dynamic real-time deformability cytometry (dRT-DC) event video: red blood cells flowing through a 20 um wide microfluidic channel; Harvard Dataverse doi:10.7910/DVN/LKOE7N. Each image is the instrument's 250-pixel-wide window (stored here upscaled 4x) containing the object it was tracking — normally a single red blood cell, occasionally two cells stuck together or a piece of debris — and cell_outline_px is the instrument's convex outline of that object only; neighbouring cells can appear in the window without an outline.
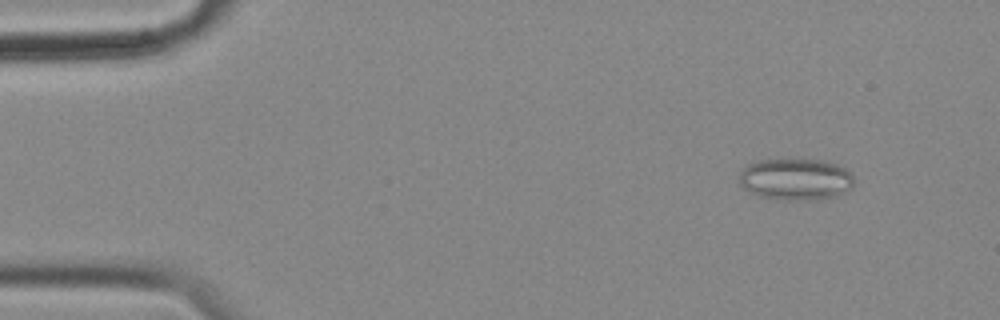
{"species": "common noctule bat (a hibernating species)", "species_latin": "Nyctalus noctula", "temperature_condition": "cold", "stored_images_in_passage": 57, "camera_frame_rate_fps": 3000, "um_per_image_px": 0.085, "animal": {"sex": "female", "body_mass_g": 18.4}, "frame": {"image": 1, "passage_image": 6, "time_ms": 1.667, "image_size_px": [1000, 320], "cell_outline_px": [[852, 188], [836, 196], [812, 200], [788, 200], [760, 196], [744, 188], [740, 184], [740, 172], [748, 164], [756, 160], [820, 160], [836, 164], [852, 172]], "centroid_in_image_um": [67.64, 15.24], "position_along_channel_um": 17.4, "area_um2": 27.63}}
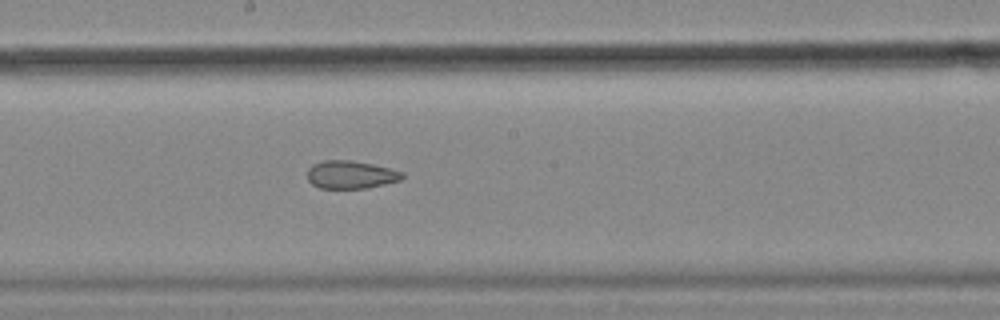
{"frame": {"image": 2, "passage_image": 31, "time_ms": 10.0, "image_size_px": [1000, 320], "cell_outline_px": [[404, 176], [400, 180], [368, 188], [320, 188], [312, 184], [308, 180], [308, 168], [312, 164], [324, 160], [352, 160], [392, 168], [404, 172]], "centroid_in_image_um": [29.83, 14.84], "position_along_channel_um": 218.4, "area_um2": 15.55}}
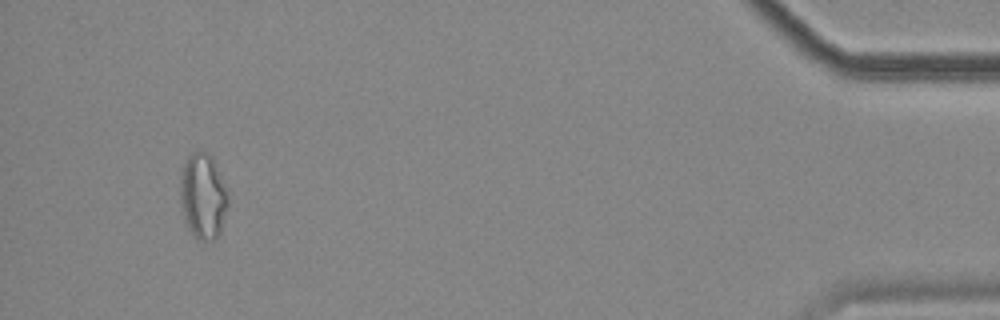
{"frame": {"image": 3, "passage_image": 54, "time_ms": 17.667, "image_size_px": [1000, 320], "cell_outline_px": [[228, 204], [220, 232], [216, 240], [200, 240], [188, 228], [184, 220], [180, 200], [180, 172], [188, 156], [192, 152], [208, 152], [212, 156], [228, 188]], "centroid_in_image_um": [17.27, 16.65], "position_along_channel_um": 417.9, "area_um2": 24.16}, "authors_computed_cell_mechanics": {"area_um2": 19.8832, "velocity_mm_per_s": 3.5287, "shape_relaxation_time_tau1_ms": null, "shape_relaxation_time_tau2_ms": 3.0276, "deformation_change_tau1": null, "deformation_change_tau2": 0.0981}}